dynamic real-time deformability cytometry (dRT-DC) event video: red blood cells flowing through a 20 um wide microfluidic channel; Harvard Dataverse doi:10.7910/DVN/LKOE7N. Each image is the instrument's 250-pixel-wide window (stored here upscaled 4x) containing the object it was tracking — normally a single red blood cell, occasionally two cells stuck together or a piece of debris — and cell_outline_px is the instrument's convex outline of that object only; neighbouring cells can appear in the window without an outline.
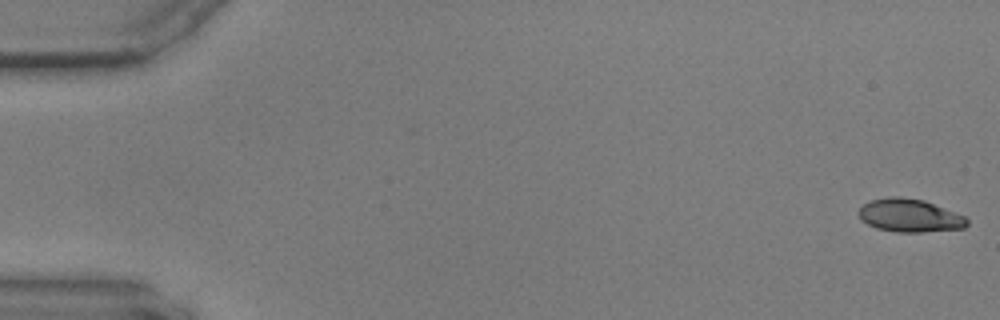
{"species": "common noctule bat (a hibernating species)", "species_latin": "Nyctalus noctula", "temperature_condition": "warm", "stored_images_in_passage": 58, "camera_frame_rate_fps": 3000, "um_per_image_px": 0.085, "animal": {"sex": "male", "body_mass_g": 17.9, "forearm_length_mm": 54.2}, "frame": {"image": 1, "passage_image": 1, "time_ms": 0.0, "image_size_px": [1000, 320], "cell_outline_px": [[968, 224], [964, 228], [924, 232], [896, 232], [876, 228], [860, 220], [860, 208], [864, 204], [872, 200], [892, 196], [900, 196], [924, 200], [964, 216], [968, 220]], "centroid_in_image_um": [77.32, 18.32], "position_along_channel_um": 7.7, "area_um2": 20.75}}
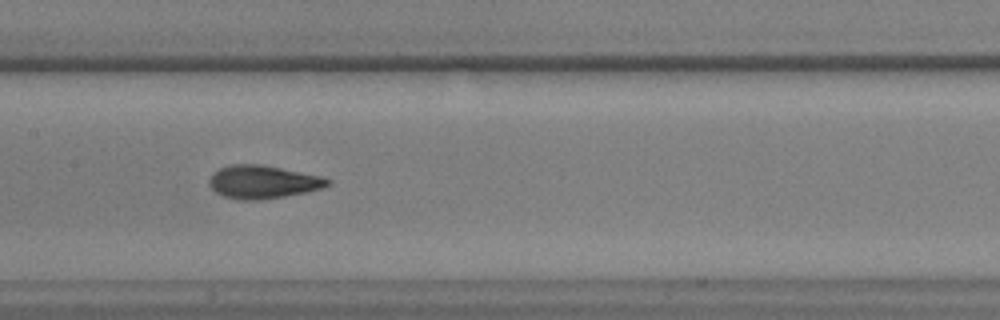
{"frame": {"image": 2, "passage_image": 29, "time_ms": 9.333, "image_size_px": [1000, 320], "cell_outline_px": [[332, 184], [308, 192], [260, 200], [236, 200], [224, 196], [216, 192], [208, 184], [208, 180], [212, 172], [220, 168], [232, 164], [260, 164], [320, 176], [332, 180]], "centroid_in_image_um": [22.32, 15.47], "position_along_channel_um": 185.1, "area_um2": 22.89}}
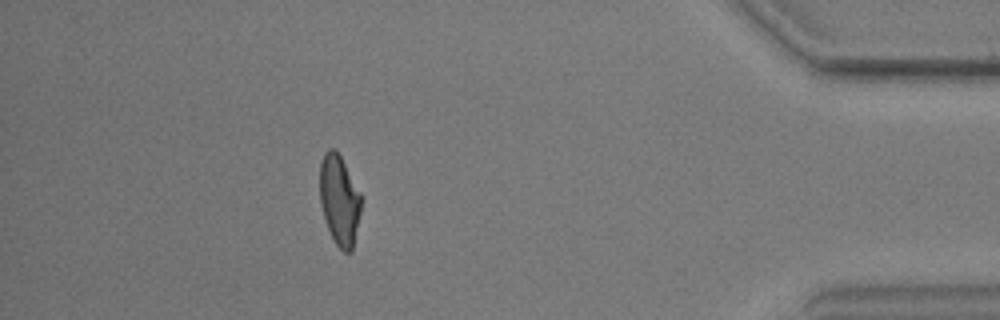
{"frame": {"image": 3, "passage_image": 52, "time_ms": 17.0, "image_size_px": [1000, 320], "cell_outline_px": [[360, 212], [352, 252], [344, 252], [332, 240], [320, 204], [320, 160], [324, 152], [328, 148], [332, 148], [340, 156], [360, 196]], "centroid_in_image_um": [28.81, 17.03], "position_along_channel_um": 406.4, "area_um2": 21.21}}